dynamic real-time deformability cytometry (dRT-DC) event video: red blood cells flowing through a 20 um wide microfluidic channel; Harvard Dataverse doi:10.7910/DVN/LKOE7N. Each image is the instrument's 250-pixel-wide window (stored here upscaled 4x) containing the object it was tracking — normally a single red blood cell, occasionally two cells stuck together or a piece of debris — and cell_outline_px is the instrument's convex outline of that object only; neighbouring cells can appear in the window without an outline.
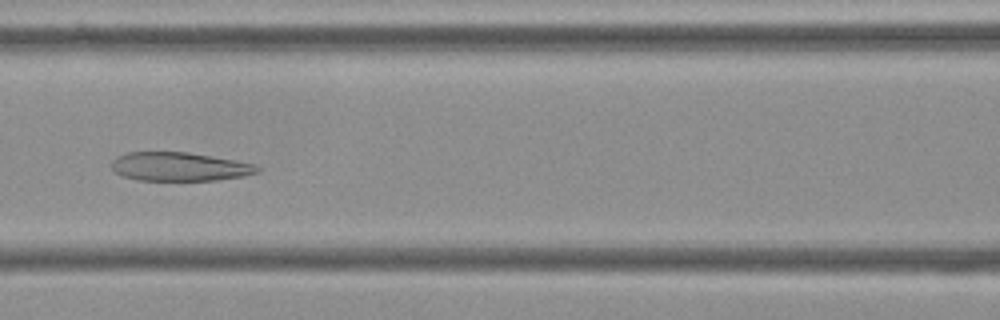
{"species": "Egyptian fruit bat (a non-hibernating species)", "species_latin": "Rousettus aegyptiacus", "temperature_condition": "cold", "stored_images_in_passage": 55, "camera_frame_rate_fps": 3000, "um_per_image_px": 0.085, "frame": {"image": 1, "passage_image": 24, "time_ms": 7.667, "image_size_px": [1000, 320], "cell_outline_px": [[260, 172], [244, 176], [216, 180], [140, 180], [120, 176], [112, 168], [112, 160], [116, 156], [128, 152], [188, 152], [236, 160], [256, 164], [260, 168]], "centroid_in_image_um": [15.27, 14.16], "position_along_channel_um": 151.3, "area_um2": 24.51}}
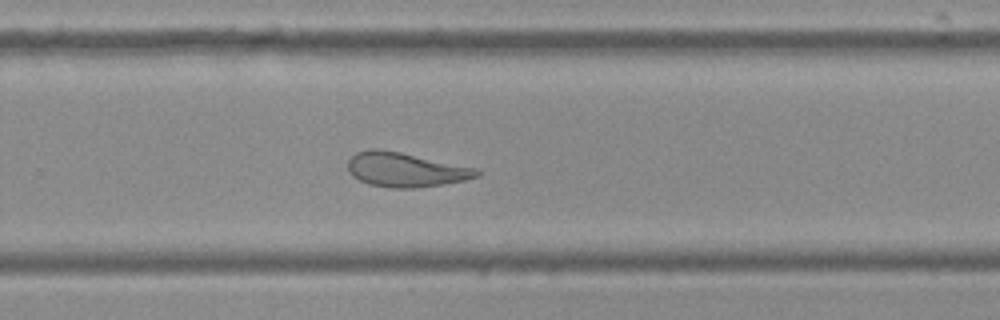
{"frame": {"image": 2, "passage_image": 36, "time_ms": 11.667, "image_size_px": [1000, 320], "cell_outline_px": [[480, 176], [464, 180], [416, 188], [388, 188], [368, 184], [352, 176], [348, 172], [348, 160], [356, 152], [368, 148], [380, 148], [400, 152], [476, 168], [480, 172]], "centroid_in_image_um": [34.41, 14.42], "position_along_channel_um": 295.4, "area_um2": 25.84}}
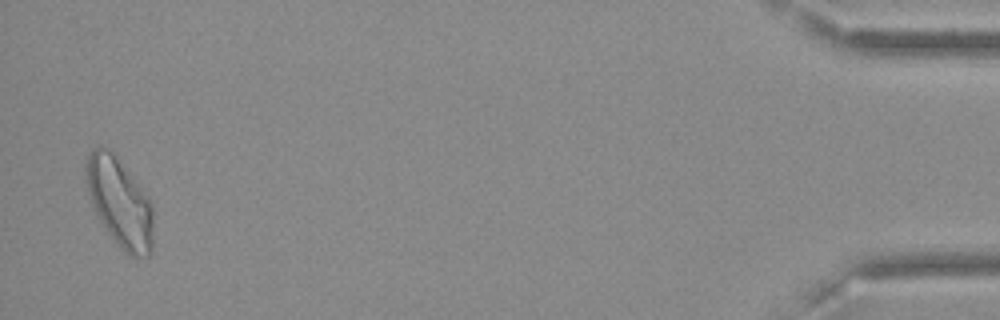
{"frame": {"image": 3, "passage_image": 54, "time_ms": 17.667, "image_size_px": [1000, 320], "cell_outline_px": [[152, 248], [148, 256], [132, 256], [124, 252], [116, 244], [100, 220], [88, 196], [84, 168], [84, 164], [88, 152], [96, 144], [100, 144], [108, 148], [112, 152], [136, 180], [148, 196], [152, 204]], "centroid_in_image_um": [10.13, 17.15], "position_along_channel_um": 425.1, "area_um2": 35.08}, "authors_computed_cell_mechanics": {"area_um2": 28.4954, "velocity_mm_per_s": 3.6117, "shape_relaxation_time_tau1_ms": null, "shape_relaxation_time_tau2_ms": 3.497, "deformation_change_tau1": null, "deformation_change_tau2": 0.1144}}